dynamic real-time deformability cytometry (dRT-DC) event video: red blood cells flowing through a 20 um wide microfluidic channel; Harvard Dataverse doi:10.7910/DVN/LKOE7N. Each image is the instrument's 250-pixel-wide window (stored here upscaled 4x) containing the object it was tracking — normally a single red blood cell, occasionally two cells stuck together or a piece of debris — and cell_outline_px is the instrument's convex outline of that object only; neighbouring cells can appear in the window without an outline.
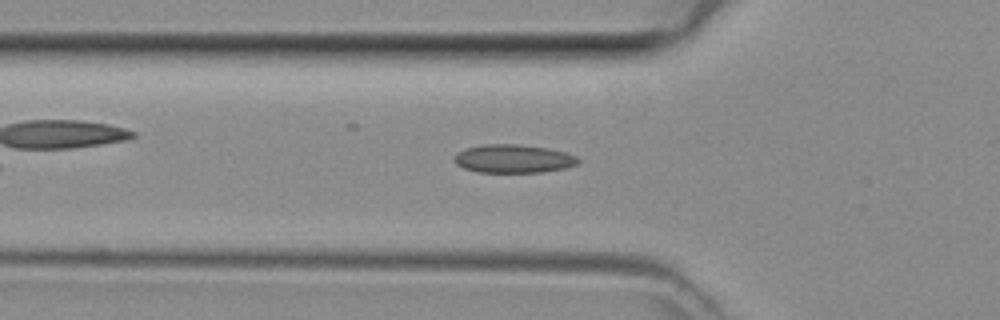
{"species": "common noctule bat (a hibernating species)", "species_latin": "Nyctalus noctula", "temperature_condition": "room temperature", "stored_images_in_passage": 29, "camera_frame_rate_fps": 3000, "um_per_image_px": 0.085, "animal": {"sex": "female", "body_mass_g": 29.2, "forearm_length_mm": 56.3}, "frame": {"image": 1, "passage_image": 5, "time_ms": 1.333, "image_size_px": [1000, 320], "cell_outline_px": [[580, 164], [568, 168], [544, 172], [480, 172], [464, 168], [456, 164], [456, 152], [464, 148], [484, 144], [516, 144], [548, 148], [564, 152], [576, 156], [580, 160]], "centroid_in_image_um": [43.68, 13.49], "position_along_channel_um": 82.1, "area_um2": 20.58}}
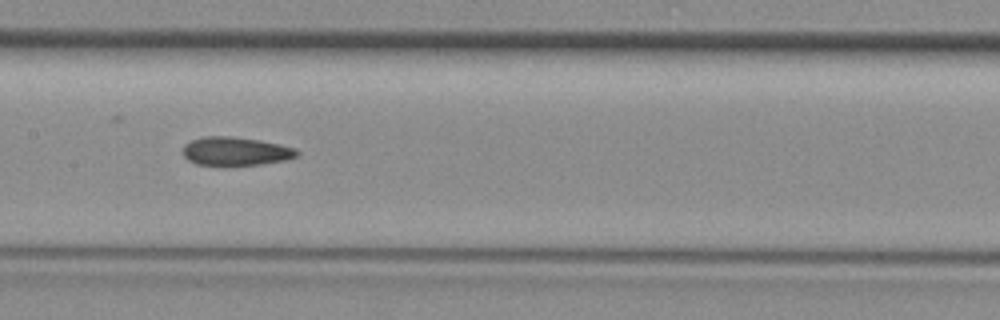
{"frame": {"image": 2, "passage_image": 12, "time_ms": 3.667, "image_size_px": [1000, 320], "cell_outline_px": [[300, 152], [296, 156], [284, 160], [260, 164], [224, 168], [196, 164], [188, 160], [184, 156], [184, 144], [192, 140], [204, 136], [228, 136], [256, 140], [280, 144], [296, 148]], "centroid_in_image_um": [19.99, 12.9], "position_along_channel_um": 187.4, "area_um2": 19.42}}
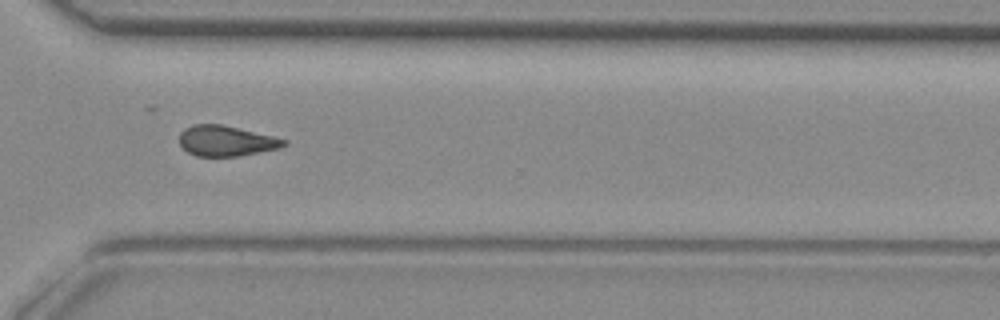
{"frame": {"image": 3, "passage_image": 23, "time_ms": 7.333, "image_size_px": [1000, 320], "cell_outline_px": [[288, 144], [280, 148], [236, 156], [196, 156], [188, 152], [180, 144], [180, 132], [184, 128], [192, 124], [220, 124], [272, 136], [288, 140]], "centroid_in_image_um": [19.21, 11.97], "position_along_channel_um": 351.4, "area_um2": 18.38}}